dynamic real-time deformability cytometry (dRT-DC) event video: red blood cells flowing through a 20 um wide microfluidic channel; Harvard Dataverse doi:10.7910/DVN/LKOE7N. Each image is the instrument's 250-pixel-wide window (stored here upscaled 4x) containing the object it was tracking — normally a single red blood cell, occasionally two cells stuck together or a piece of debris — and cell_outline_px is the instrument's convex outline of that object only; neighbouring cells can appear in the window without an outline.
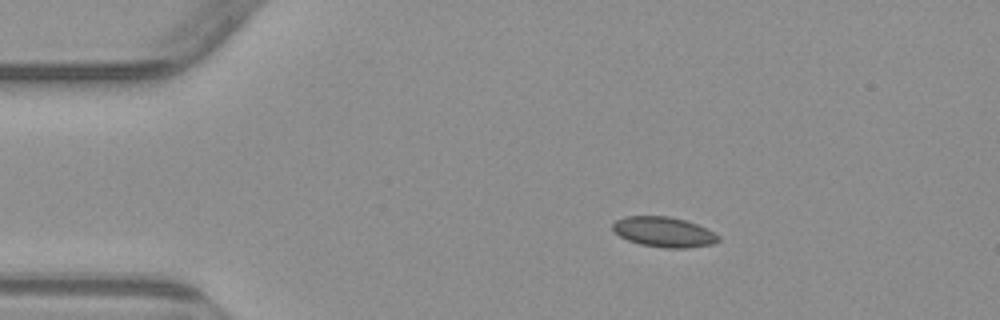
{"species": "common noctule bat (a hibernating species)", "species_latin": "Nyctalus noctula", "temperature_condition": "warm", "stored_images_in_passage": 4, "camera_frame_rate_fps": 3000, "um_per_image_px": 0.085, "animal": {"sex": "male", "body_mass_g": 23.1, "forearm_length_mm": 52.7}, "frame": {"image": 1, "passage_image": 2, "time_ms": 1.333, "image_size_px": [1000, 320], "cell_outline_px": [[720, 240], [712, 244], [684, 248], [664, 248], [640, 244], [628, 240], [620, 236], [612, 228], [612, 224], [616, 220], [624, 216], [668, 216], [684, 220], [696, 224], [720, 236]], "centroid_in_image_um": [56.4, 19.72], "position_along_channel_um": 28.6, "area_um2": 18.38}}
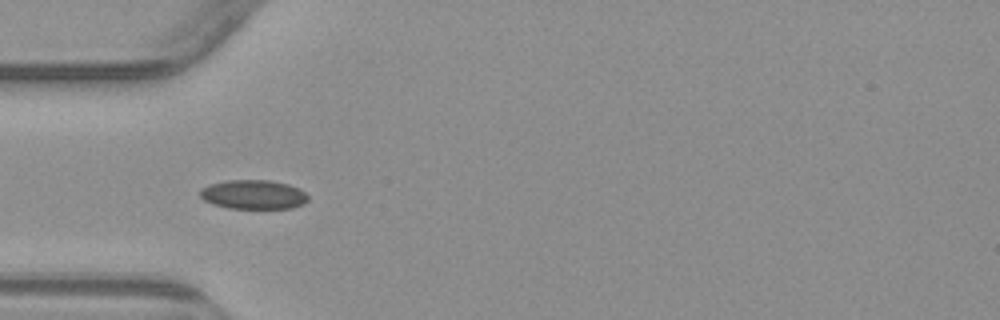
{"frame": {"image": 2, "passage_image": 4, "time_ms": 3.667, "image_size_px": [1000, 320], "cell_outline_px": [[308, 200], [304, 204], [292, 208], [228, 208], [212, 204], [204, 200], [200, 196], [200, 188], [208, 184], [224, 180], [268, 180], [288, 184], [300, 188], [308, 196]], "centroid_in_image_um": [21.52, 16.53], "position_along_channel_um": 63.5, "area_um2": 18.55}}